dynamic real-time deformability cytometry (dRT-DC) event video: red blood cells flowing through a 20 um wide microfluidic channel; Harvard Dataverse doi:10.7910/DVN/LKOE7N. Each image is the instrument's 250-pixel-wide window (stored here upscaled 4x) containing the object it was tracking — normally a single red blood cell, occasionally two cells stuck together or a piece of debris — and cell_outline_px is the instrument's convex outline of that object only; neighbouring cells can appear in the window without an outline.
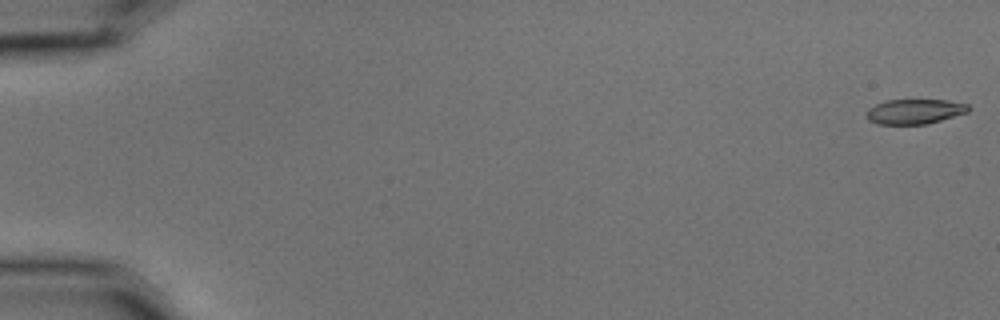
{"species": "common noctule bat (a hibernating species)", "species_latin": "Nyctalus noctula", "temperature_condition": "cold", "stored_images_in_passage": 6, "camera_frame_rate_fps": 3000, "um_per_image_px": 0.085, "animal": {"sex": "male", "body_mass_g": 15.6}, "frame": {"image": 1, "passage_image": 1, "time_ms": 0.0, "image_size_px": [1000, 320], "cell_outline_px": [[972, 108], [968, 112], [928, 124], [880, 124], [868, 120], [868, 108], [876, 104], [888, 100], [948, 100], [968, 104]], "centroid_in_image_um": [77.8, 9.47], "position_along_channel_um": 7.2, "area_um2": 14.74}}
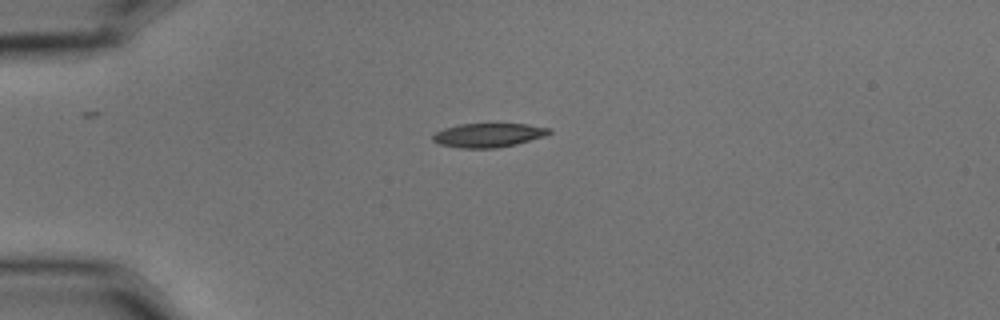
{"frame": {"image": 2, "passage_image": 5, "time_ms": 1.333, "image_size_px": [1000, 320], "cell_outline_px": [[552, 132], [544, 136], [516, 144], [496, 148], [460, 148], [436, 144], [432, 140], [432, 136], [436, 132], [444, 128], [460, 124], [528, 124], [552, 128]], "centroid_in_image_um": [41.5, 11.49], "position_along_channel_um": 43.5, "area_um2": 16.36}}